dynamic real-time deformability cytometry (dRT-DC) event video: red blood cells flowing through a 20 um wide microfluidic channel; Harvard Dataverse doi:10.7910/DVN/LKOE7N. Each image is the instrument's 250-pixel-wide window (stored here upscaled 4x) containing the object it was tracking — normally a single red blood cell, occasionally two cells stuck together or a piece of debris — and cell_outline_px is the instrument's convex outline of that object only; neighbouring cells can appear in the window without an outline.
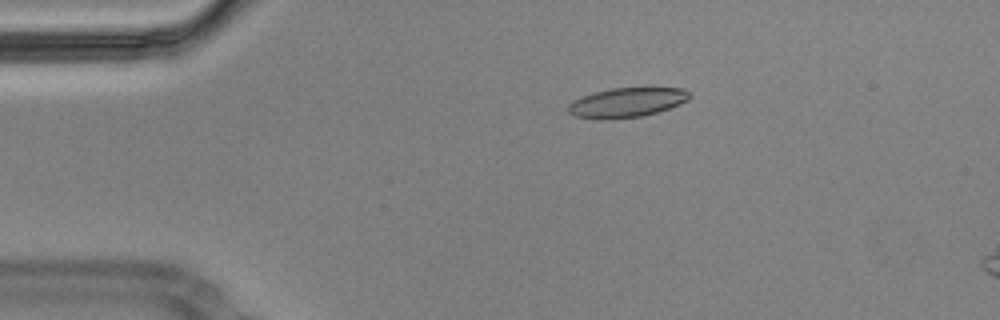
{"species": "Egyptian fruit bat (a non-hibernating species)", "species_latin": "Rousettus aegyptiacus", "temperature_condition": "cold", "stored_images_in_passage": 53, "camera_frame_rate_fps": 3000, "um_per_image_px": 0.085, "animal": {"sex": "male"}, "frame": {"image": 1, "passage_image": 8, "time_ms": 2.333, "image_size_px": [1000, 320], "cell_outline_px": [[692, 96], [688, 100], [680, 104], [656, 112], [640, 116], [600, 120], [576, 116], [568, 112], [568, 104], [572, 100], [596, 92], [612, 88], [648, 84], [652, 84], [684, 88], [692, 92]], "centroid_in_image_um": [53.39, 8.64], "position_along_channel_um": 31.6, "area_um2": 21.91}}
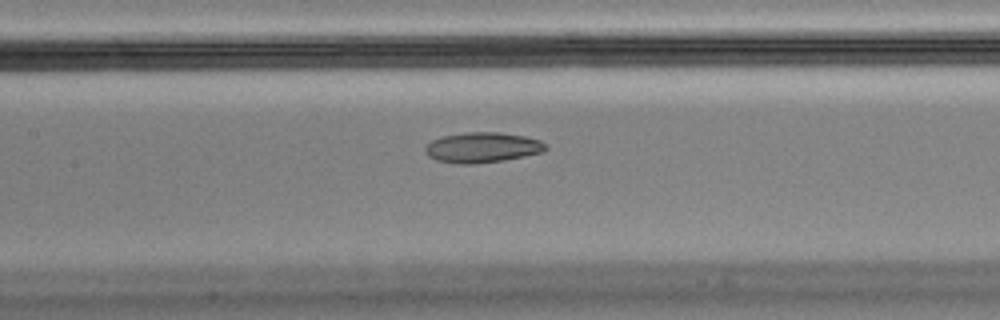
{"frame": {"image": 2, "passage_image": 23, "time_ms": 7.333, "image_size_px": [1000, 320], "cell_outline_px": [[548, 148], [544, 152], [504, 160], [472, 164], [460, 164], [436, 160], [428, 156], [424, 152], [424, 148], [432, 140], [440, 136], [464, 132], [500, 132], [524, 136], [540, 140], [548, 144]], "centroid_in_image_um": [41.0, 12.53], "position_along_channel_um": 166.4, "area_um2": 21.5}}
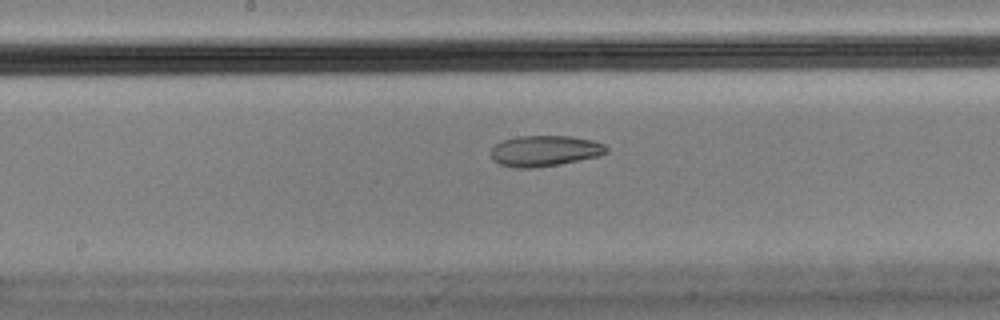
{"frame": {"image": 3, "passage_image": 26, "time_ms": 8.333, "image_size_px": [1000, 320], "cell_outline_px": [[608, 152], [600, 156], [556, 164], [532, 168], [516, 168], [500, 164], [492, 160], [492, 148], [496, 144], [504, 140], [520, 136], [572, 136], [592, 140], [604, 144], [608, 148]], "centroid_in_image_um": [46.32, 12.82], "position_along_channel_um": 201.9, "area_um2": 20.58}, "authors_computed_cell_mechanics": {"area_um2": 21.9062, "velocity_mm_per_s": 3.5652, "shape_relaxation_time_tau1_ms": null, "shape_relaxation_time_tau2_ms": 3.0229, "deformation_change_tau1": null, "deformation_change_tau2": 0.0537}}